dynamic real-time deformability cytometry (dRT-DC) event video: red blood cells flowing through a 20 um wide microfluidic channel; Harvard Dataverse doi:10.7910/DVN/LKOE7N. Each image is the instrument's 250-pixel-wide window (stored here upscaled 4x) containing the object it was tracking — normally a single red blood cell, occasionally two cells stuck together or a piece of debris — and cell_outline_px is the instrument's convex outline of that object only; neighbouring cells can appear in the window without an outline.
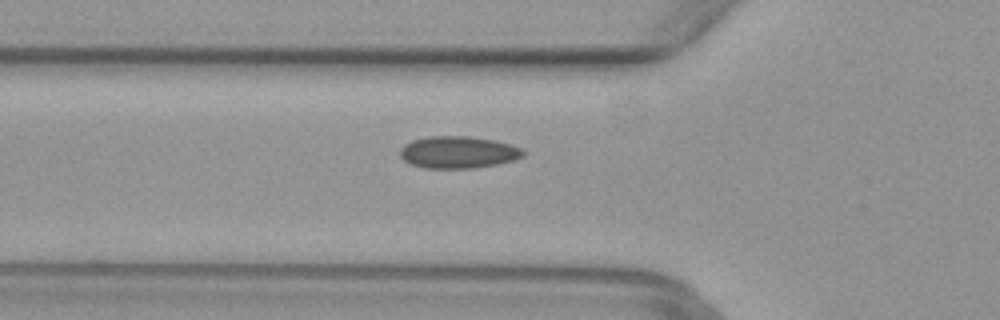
{"species": "common noctule bat (a hibernating species)", "species_latin": "Nyctalus noctula", "temperature_condition": "warm", "stored_images_in_passage": 44, "camera_frame_rate_fps": 3000, "um_per_image_px": 0.085, "animal": {"sex": "female", "body_mass_g": 29.2, "forearm_length_mm": 56.3}, "frame": {"image": 1, "passage_image": 11, "time_ms": 3.333, "image_size_px": [1000, 320], "cell_outline_px": [[524, 156], [512, 160], [496, 164], [472, 168], [424, 168], [412, 164], [404, 160], [400, 156], [400, 148], [404, 144], [412, 140], [428, 136], [468, 136], [492, 140], [512, 144], [520, 148], [524, 152]], "centroid_in_image_um": [38.91, 12.93], "position_along_channel_um": 86.9, "area_um2": 22.89}}
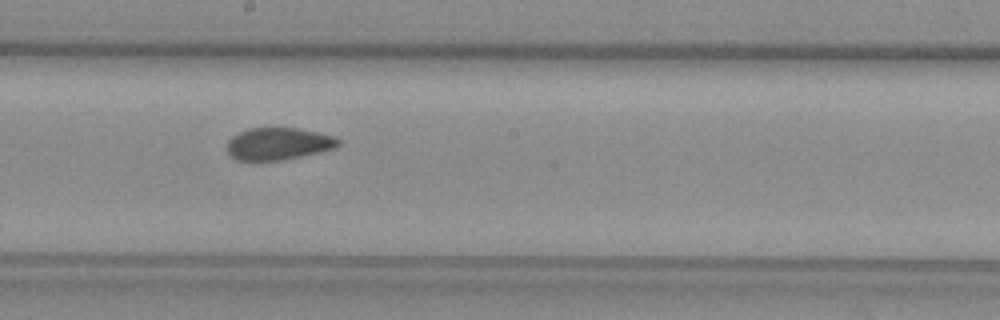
{"frame": {"image": 2, "passage_image": 21, "time_ms": 6.667, "image_size_px": [1000, 320], "cell_outline_px": [[340, 144], [332, 148], [284, 160], [236, 160], [228, 152], [228, 140], [232, 136], [248, 128], [296, 128], [316, 132], [332, 136], [340, 140]], "centroid_in_image_um": [23.62, 12.21], "position_along_channel_um": 224.6, "area_um2": 20.46}}
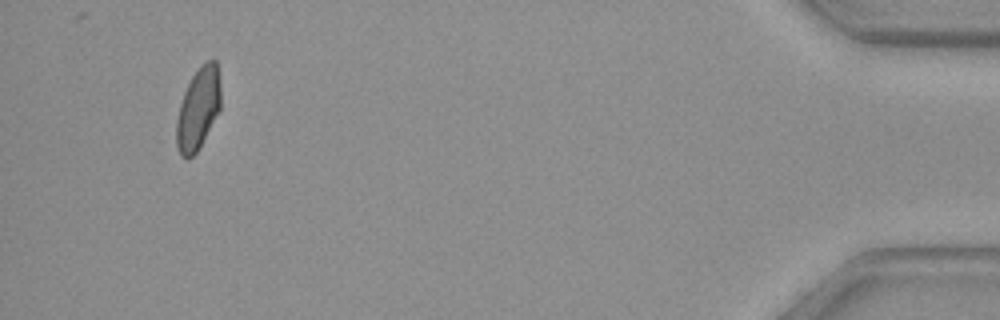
{"frame": {"image": 3, "passage_image": 41, "time_ms": 13.333, "image_size_px": [1000, 320], "cell_outline_px": [[220, 108], [196, 152], [188, 160], [180, 156], [176, 144], [176, 120], [180, 104], [184, 92], [192, 76], [200, 64], [208, 60], [216, 60], [220, 84]], "centroid_in_image_um": [16.82, 9.23], "position_along_channel_um": 418.4, "area_um2": 20.92}}